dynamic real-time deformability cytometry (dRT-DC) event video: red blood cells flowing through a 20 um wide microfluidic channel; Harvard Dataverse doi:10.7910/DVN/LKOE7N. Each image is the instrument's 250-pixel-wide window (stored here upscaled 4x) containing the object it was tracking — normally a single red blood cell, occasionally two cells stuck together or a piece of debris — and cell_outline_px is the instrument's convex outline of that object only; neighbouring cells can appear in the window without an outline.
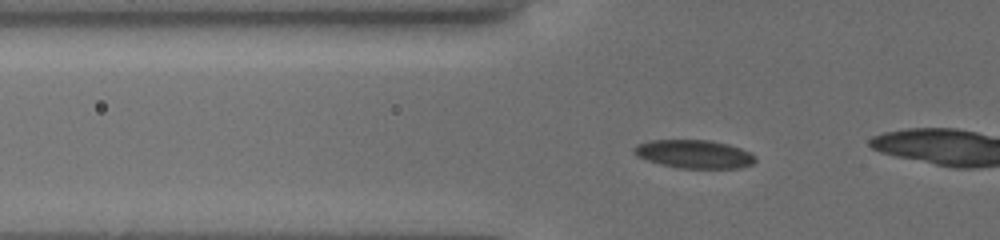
{"species": "common noctule bat (a hibernating species)", "species_latin": "Nyctalus noctula", "temperature_condition": "cold", "stored_images_in_passage": 28, "camera_frame_rate_fps": 3000, "um_per_image_px": 0.085, "animal": {"sex": "female", "body_mass_g": 19.5, "forearm_length_mm": 54.1}, "frame": {"image": 1, "passage_image": 12, "time_ms": 5.0, "image_size_px": [1000, 240], "cell_outline_px": [[756, 160], [752, 164], [740, 168], [680, 168], [660, 164], [636, 156], [632, 148], [636, 144], [652, 140], [708, 140], [728, 144], [740, 148], [756, 156]], "centroid_in_image_um": [58.99, 13.09], "position_along_channel_um": 66.8, "area_um2": 20.0}}
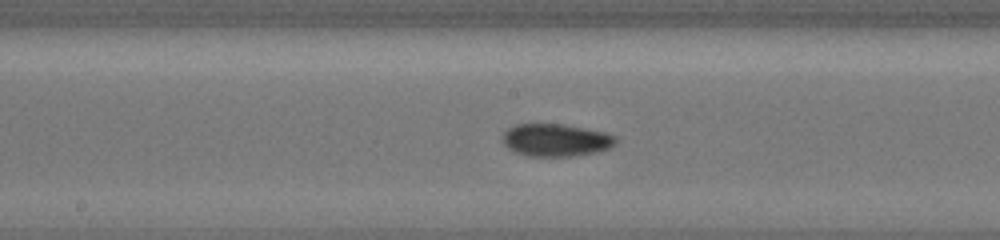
{"frame": {"image": 2, "passage_image": 21, "time_ms": 8.667, "image_size_px": [1000, 240], "cell_outline_px": [[616, 144], [608, 148], [576, 156], [524, 156], [508, 148], [504, 144], [504, 132], [508, 128], [516, 124], [560, 124], [604, 132], [616, 136]], "centroid_in_image_um": [47.23, 11.91], "position_along_channel_um": 201.0, "area_um2": 21.21}}
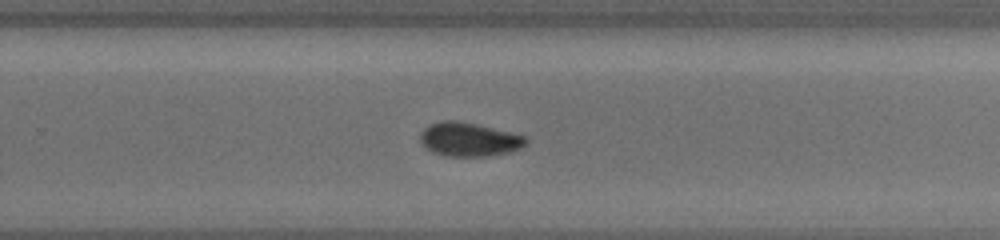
{"frame": {"image": 3, "passage_image": 27, "time_ms": 11.0, "image_size_px": [1000, 240], "cell_outline_px": [[528, 140], [520, 148], [512, 152], [488, 156], [444, 156], [432, 152], [420, 140], [420, 132], [424, 128], [432, 124], [444, 120], [456, 120], [476, 124], [524, 136]], "centroid_in_image_um": [39.85, 11.86], "position_along_channel_um": 289.9, "area_um2": 20.58}}